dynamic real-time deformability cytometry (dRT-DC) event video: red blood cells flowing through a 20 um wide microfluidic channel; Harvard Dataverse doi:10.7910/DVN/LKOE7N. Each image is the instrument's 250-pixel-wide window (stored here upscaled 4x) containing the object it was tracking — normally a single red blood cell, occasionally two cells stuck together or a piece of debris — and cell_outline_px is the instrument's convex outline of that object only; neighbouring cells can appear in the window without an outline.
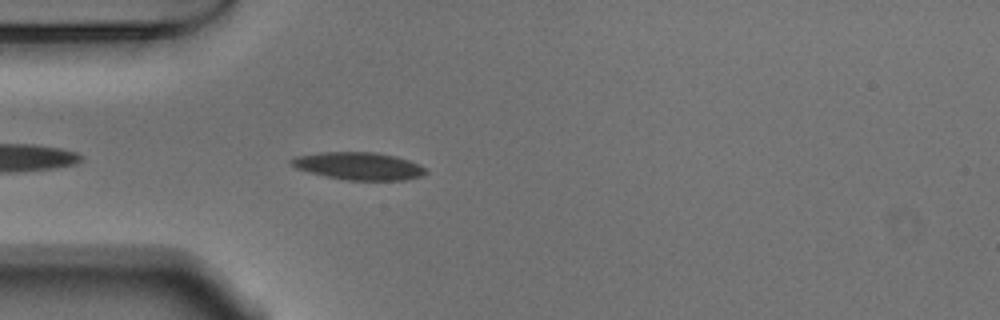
{"species": "Egyptian fruit bat (a non-hibernating species)", "species_latin": "Rousettus aegyptiacus", "temperature_condition": "warm", "stored_images_in_passage": 24, "camera_frame_rate_fps": 3000, "um_per_image_px": 0.085, "animal": {"sex": "male"}, "frame": {"image": 1, "passage_image": 3, "time_ms": 0.667, "image_size_px": [1000, 320], "cell_outline_px": [[428, 172], [420, 176], [404, 180], [348, 180], [328, 176], [296, 168], [288, 160], [296, 156], [320, 152], [376, 152], [396, 156], [420, 164]], "centroid_in_image_um": [30.51, 14.1], "position_along_channel_um": 54.5, "area_um2": 21.39}}
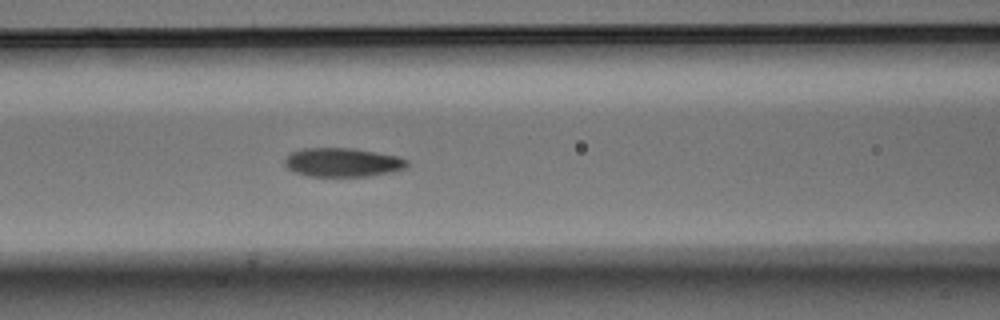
{"frame": {"image": 2, "passage_image": 10, "time_ms": 3.0, "image_size_px": [1000, 320], "cell_outline_px": [[408, 164], [404, 168], [388, 172], [368, 176], [308, 176], [296, 172], [288, 168], [284, 164], [284, 160], [292, 152], [304, 148], [352, 148], [376, 152], [396, 156], [408, 160]], "centroid_in_image_um": [29.1, 13.79], "position_along_channel_um": 137.5, "area_um2": 20.29}}
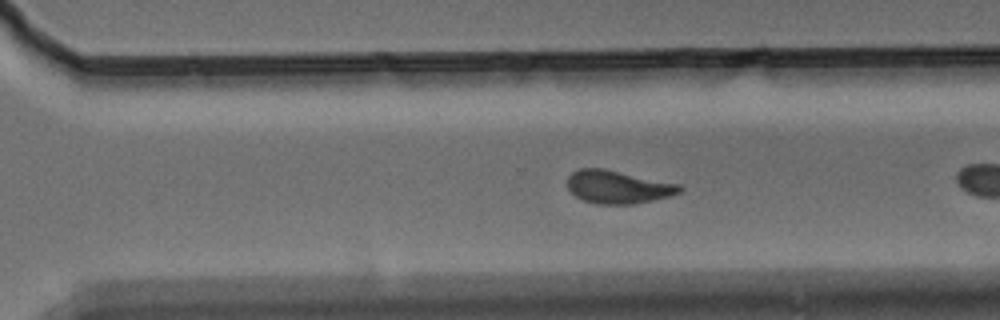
{"frame": {"image": 3, "passage_image": 19, "time_ms": 6.0, "image_size_px": [1000, 320], "cell_outline_px": [[684, 188], [680, 192], [668, 196], [652, 200], [632, 204], [596, 204], [584, 200], [576, 196], [568, 188], [568, 176], [572, 172], [580, 168], [604, 168], [680, 184]], "centroid_in_image_um": [52.52, 15.88], "position_along_channel_um": 318.1, "area_um2": 21.5}}